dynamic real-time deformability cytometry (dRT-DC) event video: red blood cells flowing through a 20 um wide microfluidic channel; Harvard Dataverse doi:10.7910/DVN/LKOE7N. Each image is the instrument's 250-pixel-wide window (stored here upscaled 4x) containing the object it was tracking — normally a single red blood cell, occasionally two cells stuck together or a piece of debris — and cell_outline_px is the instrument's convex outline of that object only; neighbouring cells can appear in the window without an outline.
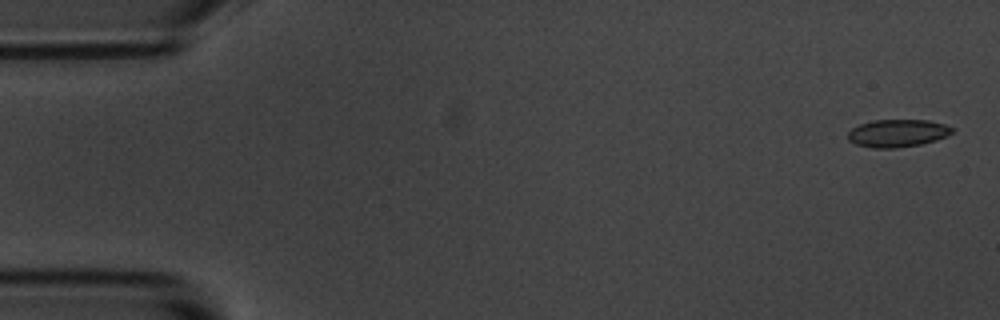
{"species": "common noctule bat (a hibernating species)", "species_latin": "Nyctalus noctula", "temperature_condition": "room temperature", "stored_images_in_passage": 5, "segment_of_instrument_passage": [1, 2], "camera_frame_rate_fps": 3000, "um_per_image_px": 0.085, "animal": {"sex": "male", "body_mass_g": 20.1, "forearm_length_mm": 53.5}, "frame": {"image": 1, "passage_image": 1, "time_ms": 0.0, "image_size_px": [1000, 320], "cell_outline_px": [[952, 132], [948, 136], [936, 140], [920, 144], [896, 148], [872, 148], [856, 144], [848, 140], [848, 132], [852, 128], [860, 124], [872, 120], [928, 120], [944, 124], [952, 128]], "centroid_in_image_um": [76.27, 11.32], "position_along_channel_um": 8.7, "area_um2": 16.76}}
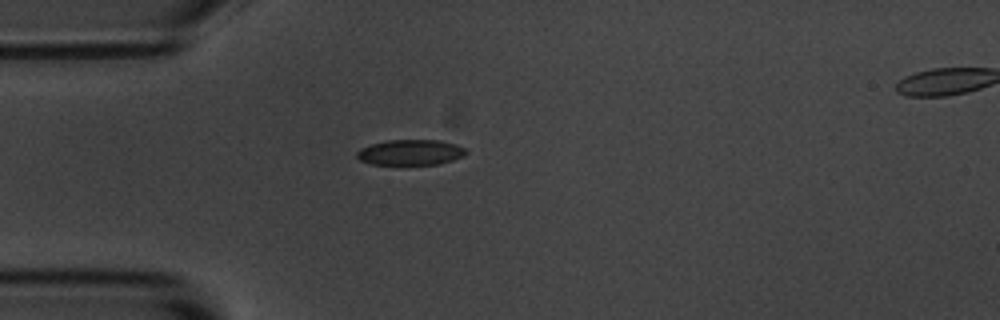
{"frame": {"image": 2, "passage_image": 4, "time_ms": 4.333, "image_size_px": [1000, 320], "cell_outline_px": [[468, 152], [464, 156], [440, 164], [372, 164], [360, 160], [356, 156], [356, 152], [360, 148], [372, 144], [388, 140], [440, 140], [456, 144], [464, 148]], "centroid_in_image_um": [34.91, 12.95], "position_along_channel_um": 50.1, "area_um2": 16.18}}